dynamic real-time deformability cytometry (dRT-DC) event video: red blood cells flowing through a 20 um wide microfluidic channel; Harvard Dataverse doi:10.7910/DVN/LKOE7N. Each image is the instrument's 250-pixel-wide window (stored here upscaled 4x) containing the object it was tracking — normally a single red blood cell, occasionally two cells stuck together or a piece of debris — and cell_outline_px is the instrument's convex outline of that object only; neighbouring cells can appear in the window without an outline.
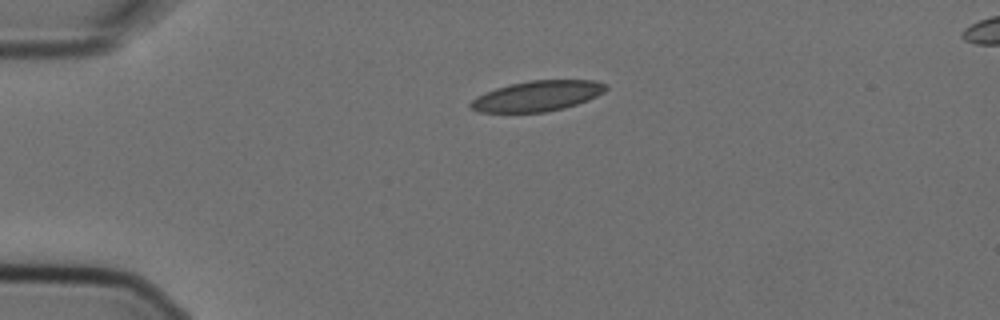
{"species": "Egyptian fruit bat (a non-hibernating species)", "species_latin": "Rousettus aegyptiacus", "temperature_condition": "cold", "stored_images_in_passage": 3, "segment_of_instrument_passage": [1, 2], "camera_frame_rate_fps": 3000, "um_per_image_px": 0.085, "animal": {"sex": "female"}, "frame": {"image": 1, "passage_image": 1, "time_ms": 0.0, "image_size_px": [1000, 320], "cell_outline_px": [[608, 88], [604, 92], [588, 100], [564, 108], [544, 112], [476, 112], [468, 108], [468, 104], [476, 96], [484, 92], [508, 84], [528, 80], [596, 80], [608, 84]], "centroid_in_image_um": [45.64, 8.15], "position_along_channel_um": 39.4, "area_um2": 24.28}}